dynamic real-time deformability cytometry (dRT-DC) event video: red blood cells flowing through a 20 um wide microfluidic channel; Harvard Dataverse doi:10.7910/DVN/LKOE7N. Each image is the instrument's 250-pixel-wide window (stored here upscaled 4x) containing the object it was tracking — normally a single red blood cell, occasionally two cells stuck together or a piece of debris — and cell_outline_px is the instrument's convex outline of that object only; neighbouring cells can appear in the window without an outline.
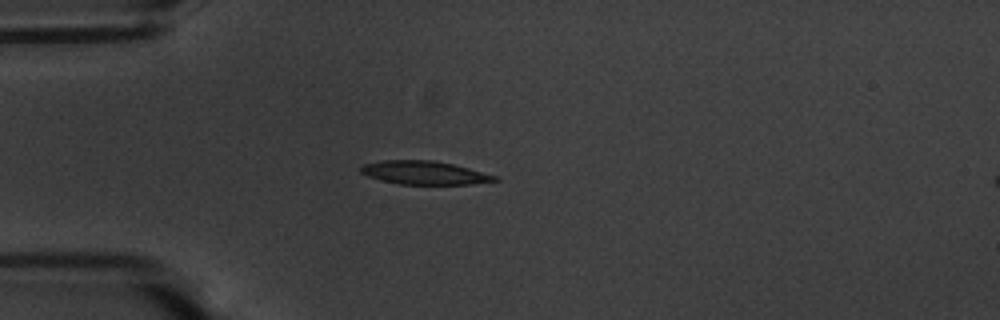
{"species": "common noctule bat (a hibernating species)", "species_latin": "Nyctalus noctula", "temperature_condition": "warm", "stored_images_in_passage": 42, "camera_frame_rate_fps": 3000, "um_per_image_px": 0.085, "animal": {"sex": "male", "body_mass_g": 20.1, "forearm_length_mm": 53.5}, "frame": {"image": 1, "passage_image": 1, "time_ms": 0.0, "image_size_px": [1000, 320], "cell_outline_px": [[500, 180], [468, 184], [400, 184], [380, 180], [368, 176], [360, 172], [360, 168], [364, 164], [384, 160], [432, 160], [452, 164], [500, 176]], "centroid_in_image_um": [36.09, 14.68], "position_along_channel_um": 48.9, "area_um2": 18.21}}
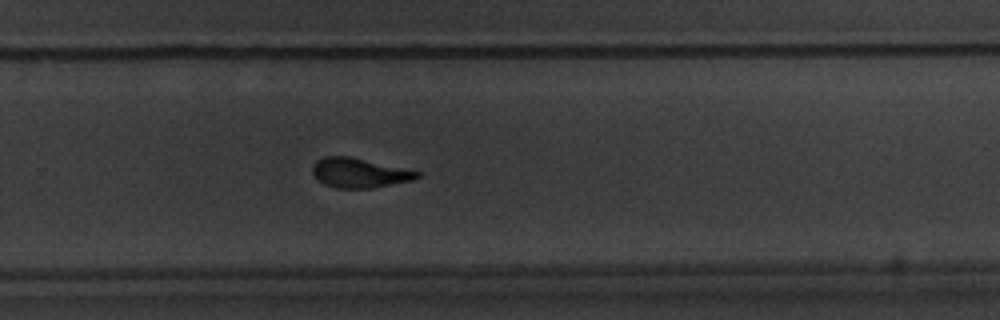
{"frame": {"image": 2, "passage_image": 23, "time_ms": 7.333, "image_size_px": [1000, 320], "cell_outline_px": [[420, 176], [412, 180], [372, 188], [336, 188], [324, 184], [312, 172], [312, 164], [316, 160], [324, 156], [348, 156], [408, 168], [420, 172]], "centroid_in_image_um": [30.55, 14.68], "position_along_channel_um": 299.2, "area_um2": 18.09}}
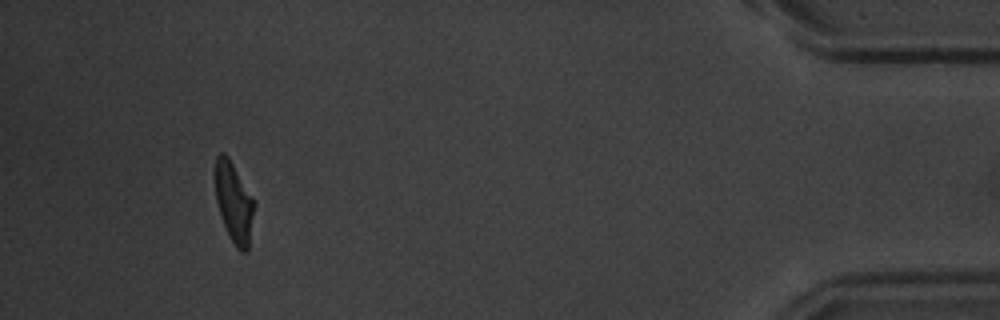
{"frame": {"image": 3, "passage_image": 38, "time_ms": 12.333, "image_size_px": [1000, 320], "cell_outline_px": [[252, 212], [248, 252], [240, 252], [236, 248], [228, 236], [216, 200], [216, 156], [220, 152], [224, 152], [228, 156], [252, 196]], "centroid_in_image_um": [19.86, 17.22], "position_along_channel_um": 415.3, "area_um2": 17.57}, "authors_computed_cell_mechanics": {"area_um2": 18.9295, "velocity_mm_per_s": 3.602, "shape_relaxation_time_tau1_ms": 4.0149, "shape_relaxation_time_tau2_ms": 2.1554, "deformation_change_tau1": 0.1817, "deformation_change_tau2": 0.0918}}